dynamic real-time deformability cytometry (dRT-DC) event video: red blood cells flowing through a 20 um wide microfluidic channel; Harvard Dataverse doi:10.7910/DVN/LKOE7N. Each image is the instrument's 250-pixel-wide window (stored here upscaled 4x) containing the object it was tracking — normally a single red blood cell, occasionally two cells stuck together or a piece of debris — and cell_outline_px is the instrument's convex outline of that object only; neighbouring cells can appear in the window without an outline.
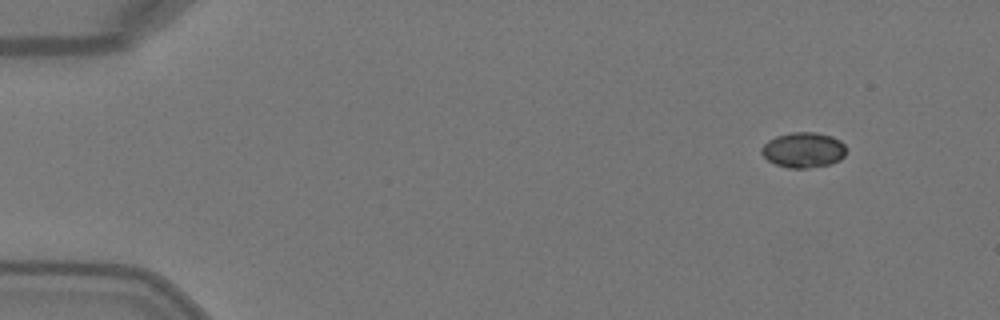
{"species": "Egyptian fruit bat (a non-hibernating species)", "species_latin": "Rousettus aegyptiacus", "temperature_condition": "warm", "stored_images_in_passage": 5, "camera_frame_rate_fps": 3000, "um_per_image_px": 0.085, "animal": {"sex": "female"}, "frame": {"image": 1, "passage_image": 1, "time_ms": 0.0, "image_size_px": [1000, 320], "cell_outline_px": [[844, 156], [840, 160], [828, 164], [808, 168], [788, 168], [776, 164], [768, 160], [760, 152], [760, 148], [768, 140], [776, 136], [792, 132], [816, 132], [832, 136], [840, 140], [844, 144]], "centroid_in_image_um": [68.27, 12.74], "position_along_channel_um": 16.7, "area_um2": 17.4}}
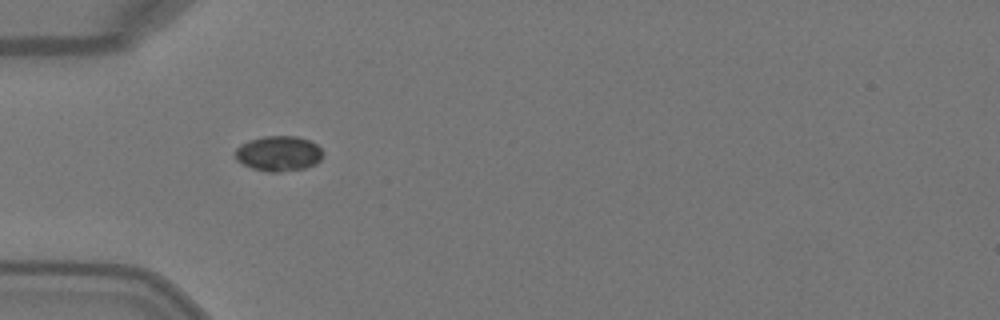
{"frame": {"image": 2, "passage_image": 4, "time_ms": 1.0, "image_size_px": [1000, 320], "cell_outline_px": [[324, 152], [320, 160], [316, 164], [304, 168], [280, 172], [268, 172], [252, 168], [236, 160], [236, 148], [240, 144], [248, 140], [264, 136], [296, 136], [308, 140], [316, 144]], "centroid_in_image_um": [23.68, 13.05], "position_along_channel_um": 61.3, "area_um2": 18.03}}
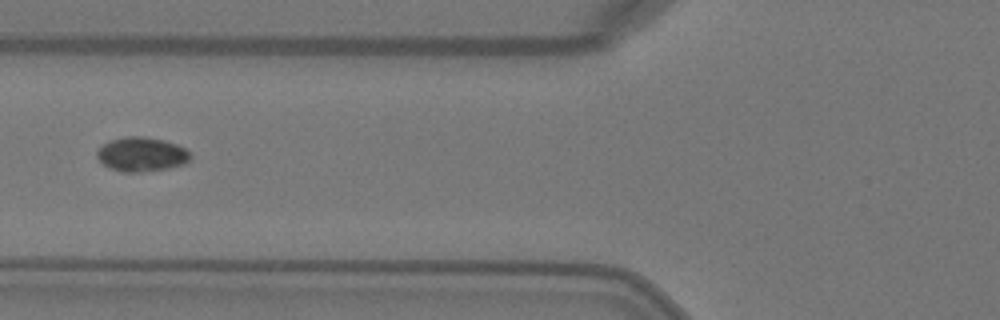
{"frame": {"image": 3, "passage_image": 5, "time_ms": 1.333, "image_size_px": [1000, 320], "cell_outline_px": [[192, 156], [184, 164], [168, 168], [140, 172], [120, 172], [108, 168], [96, 156], [96, 152], [104, 144], [112, 140], [124, 136], [140, 136], [164, 140], [176, 144], [184, 148]], "centroid_in_image_um": [12.02, 13.12], "position_along_channel_um": 113.8, "area_um2": 18.55}}